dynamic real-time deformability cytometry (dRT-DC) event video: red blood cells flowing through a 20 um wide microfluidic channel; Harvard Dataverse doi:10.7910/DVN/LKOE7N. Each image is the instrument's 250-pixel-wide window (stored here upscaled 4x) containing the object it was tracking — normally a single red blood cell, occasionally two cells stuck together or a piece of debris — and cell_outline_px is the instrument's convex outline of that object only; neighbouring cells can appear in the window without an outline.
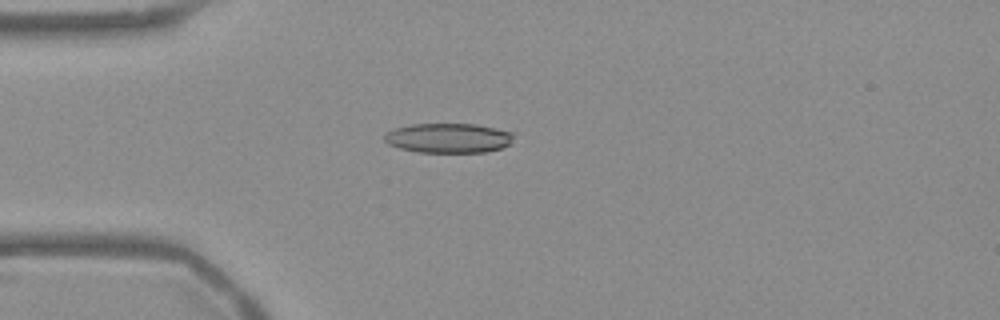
{"species": "Egyptian fruit bat (a non-hibernating species)", "species_latin": "Rousettus aegyptiacus", "temperature_condition": "warm", "stored_images_in_passage": 53, "camera_frame_rate_fps": 3000, "um_per_image_px": 0.085, "frame": {"image": 1, "passage_image": 14, "time_ms": 4.333, "image_size_px": [1000, 320], "cell_outline_px": [[516, 132], [512, 144], [500, 148], [484, 152], [416, 152], [400, 148], [388, 144], [384, 140], [384, 136], [392, 128], [412, 124], [476, 124]], "centroid_in_image_um": [38.16, 11.73], "position_along_channel_um": 46.8, "area_um2": 22.6}}
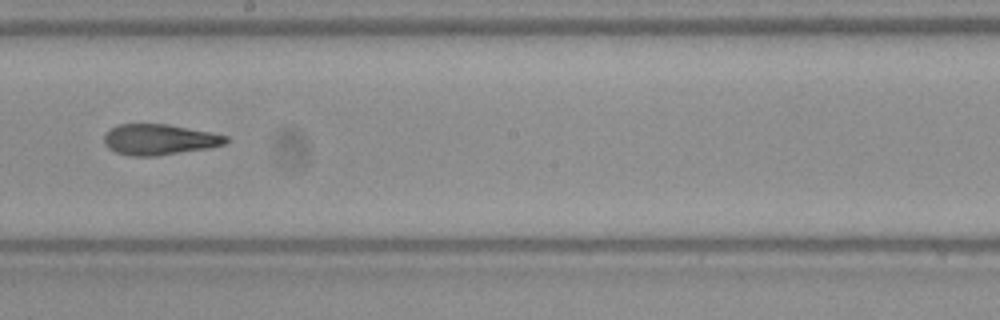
{"frame": {"image": 2, "passage_image": 30, "time_ms": 9.667, "image_size_px": [1000, 320], "cell_outline_px": [[228, 140], [224, 144], [208, 148], [156, 156], [128, 156], [116, 152], [108, 148], [104, 144], [104, 136], [112, 128], [120, 124], [168, 124], [228, 136]], "centroid_in_image_um": [13.51, 11.87], "position_along_channel_um": 234.7, "area_um2": 21.62}}
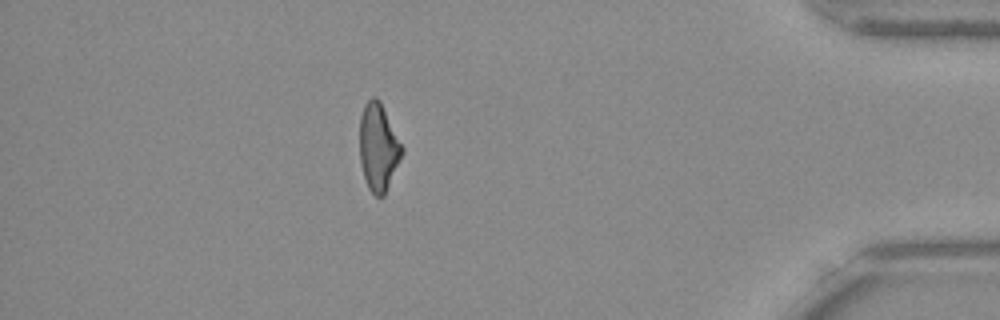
{"frame": {"image": 3, "passage_image": 47, "time_ms": 15.333, "image_size_px": [1000, 320], "cell_outline_px": [[404, 152], [384, 196], [376, 196], [368, 188], [360, 164], [360, 116], [364, 104], [372, 96], [376, 96], [380, 100], [404, 148]], "centroid_in_image_um": [32.17, 12.49], "position_along_channel_um": 403.0, "area_um2": 21.68}, "authors_computed_cell_mechanics": {"area_um2": 22.253, "velocity_mm_per_s": 3.782, "shape_relaxation_time_tau1_ms": null, "shape_relaxation_time_tau2_ms": 4.2887, "deformation_change_tau1": null, "deformation_change_tau2": 0.1404}}